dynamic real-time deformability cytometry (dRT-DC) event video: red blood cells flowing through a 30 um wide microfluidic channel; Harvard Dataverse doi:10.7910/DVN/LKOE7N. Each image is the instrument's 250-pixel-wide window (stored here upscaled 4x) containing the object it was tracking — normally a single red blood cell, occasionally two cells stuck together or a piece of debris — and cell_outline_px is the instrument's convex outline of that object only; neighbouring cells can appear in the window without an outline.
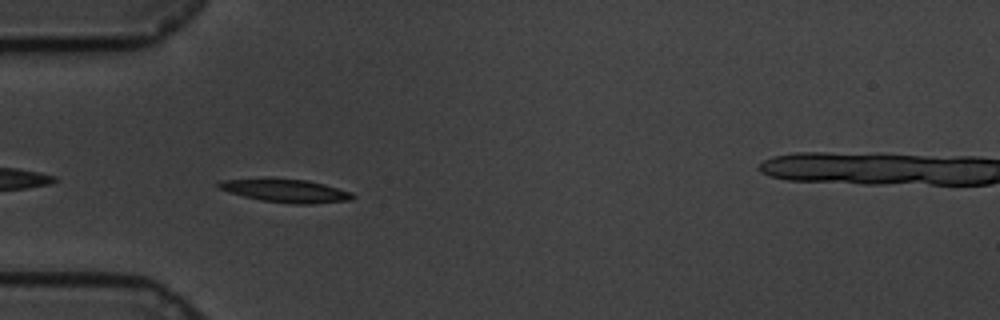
{"species": "common noctule bat (a hibernating species)", "species_latin": "Nyctalus noctula", "temperature_condition": "cold", "stored_images_in_passage": 41, "camera_frame_rate_fps": 3000, "um_per_image_px": 0.085, "animal": {"sex": "male", "body_mass_g": 19.5, "forearm_length_mm": 54.6}, "frame": {"image": 1, "passage_image": 3, "time_ms": 0.667, "image_size_px": [1000, 320], "cell_outline_px": [[356, 196], [352, 200], [312, 204], [292, 204], [260, 200], [228, 192], [216, 188], [216, 184], [220, 180], [308, 180], [324, 184], [352, 192]], "centroid_in_image_um": [24.34, 16.25], "position_along_channel_um": 60.7, "area_um2": 17.69}}
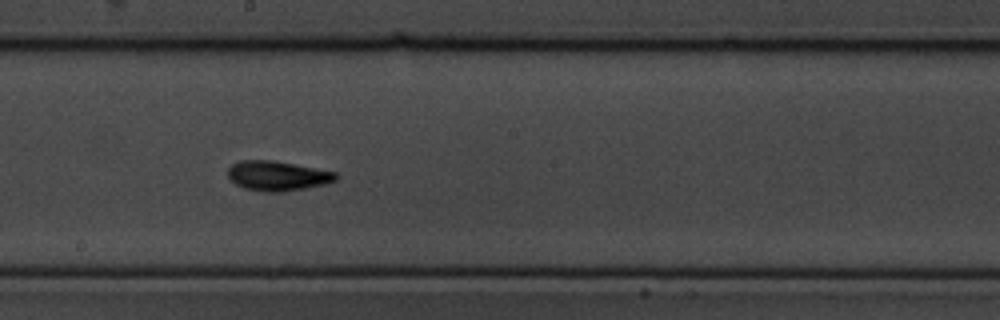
{"frame": {"image": 2, "passage_image": 18, "time_ms": 5.667, "image_size_px": [1000, 320], "cell_outline_px": [[340, 176], [336, 180], [324, 184], [284, 192], [264, 192], [244, 188], [236, 184], [228, 176], [228, 168], [232, 164], [240, 160], [272, 160], [336, 172]], "centroid_in_image_um": [23.58, 14.95], "position_along_channel_um": 224.6, "area_um2": 18.67}}
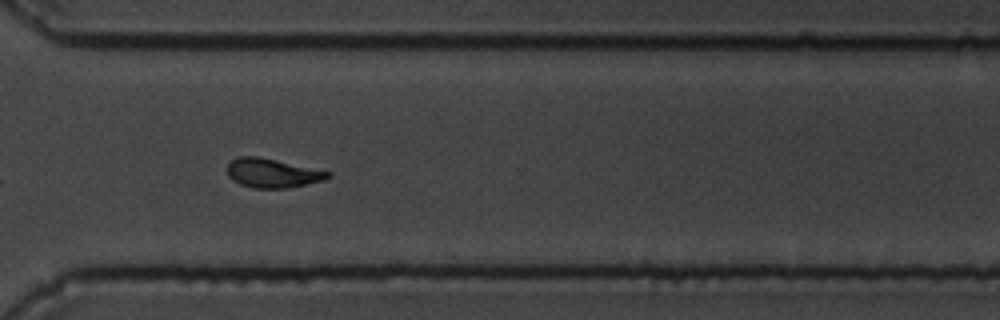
{"frame": {"image": 3, "passage_image": 29, "time_ms": 9.333, "image_size_px": [1000, 320], "cell_outline_px": [[332, 176], [324, 180], [288, 188], [252, 188], [240, 184], [232, 180], [228, 176], [228, 164], [232, 160], [240, 156], [256, 156], [332, 172]], "centroid_in_image_um": [23.16, 14.72], "position_along_channel_um": 347.4, "area_um2": 16.94}, "authors_computed_cell_mechanics": {"area_um2": 17.1666, "velocity_mm_per_s": 3.3552, "shape_relaxation_time_tau1_ms": 4.714, "shape_relaxation_time_tau2_ms": 5.3653, "deformation_change_tau1": 0.1582, "deformation_change_tau2": 0.1248}}